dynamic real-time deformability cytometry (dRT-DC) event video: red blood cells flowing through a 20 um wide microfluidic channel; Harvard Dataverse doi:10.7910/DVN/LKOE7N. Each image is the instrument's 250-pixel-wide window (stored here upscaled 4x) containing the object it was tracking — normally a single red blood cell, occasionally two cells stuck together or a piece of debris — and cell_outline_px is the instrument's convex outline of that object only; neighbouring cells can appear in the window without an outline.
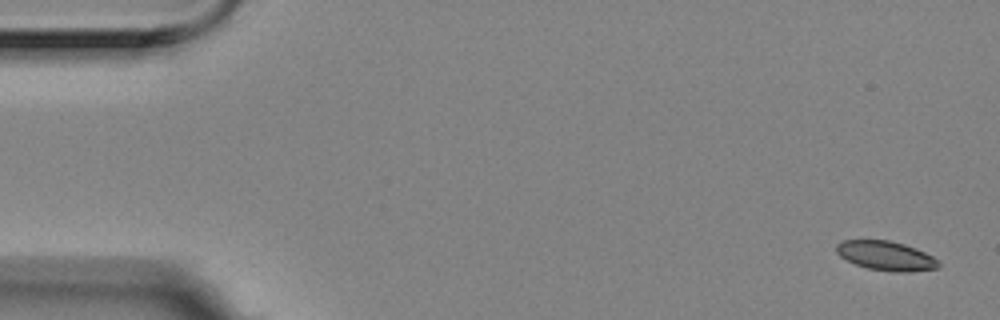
{"species": "Egyptian fruit bat (a non-hibernating species)", "species_latin": "Rousettus aegyptiacus", "temperature_condition": "room temperature", "stored_images_in_passage": 6, "segment_of_instrument_passage": [1, 2], "camera_frame_rate_fps": 3000, "um_per_image_px": 0.085, "animal": {"sex": "female"}, "frame": {"image": 1, "passage_image": 1, "time_ms": 0.0, "image_size_px": [1000, 320], "cell_outline_px": [[940, 268], [908, 272], [892, 272], [868, 268], [856, 264], [840, 256], [836, 252], [836, 244], [844, 240], [888, 240], [904, 244], [916, 248], [940, 260]], "centroid_in_image_um": [75.34, 21.74], "position_along_channel_um": 9.7, "area_um2": 17.51}}